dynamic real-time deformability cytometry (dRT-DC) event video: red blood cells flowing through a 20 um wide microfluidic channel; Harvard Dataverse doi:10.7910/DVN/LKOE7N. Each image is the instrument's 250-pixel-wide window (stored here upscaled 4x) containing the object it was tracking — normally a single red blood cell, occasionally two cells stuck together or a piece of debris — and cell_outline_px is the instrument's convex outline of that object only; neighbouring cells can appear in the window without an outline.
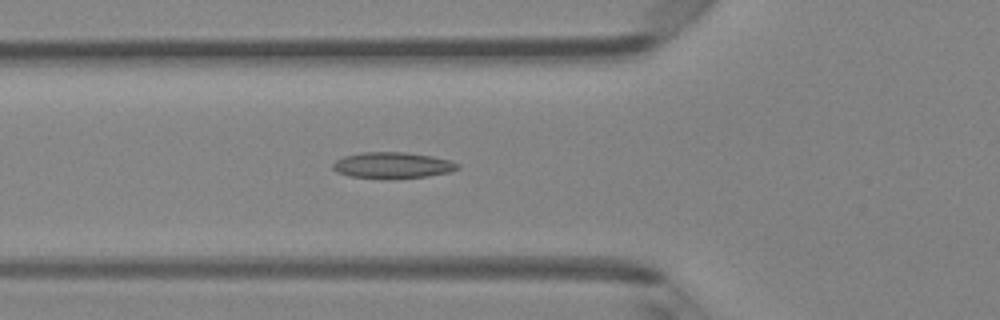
{"species": "Egyptian fruit bat (a non-hibernating species)", "species_latin": "Rousettus aegyptiacus", "temperature_condition": "room temperature", "stored_images_in_passage": 48, "camera_frame_rate_fps": 3000, "um_per_image_px": 0.085, "animal": {"sex": "female"}, "frame": {"image": 1, "passage_image": 17, "time_ms": 5.333, "image_size_px": [1000, 320], "cell_outline_px": [[460, 168], [448, 172], [428, 176], [388, 180], [380, 180], [348, 176], [336, 172], [332, 168], [332, 164], [336, 160], [344, 156], [360, 152], [404, 152], [432, 156], [448, 160], [460, 164]], "centroid_in_image_um": [33.31, 14.07], "position_along_channel_um": 92.5, "area_um2": 19.48}}
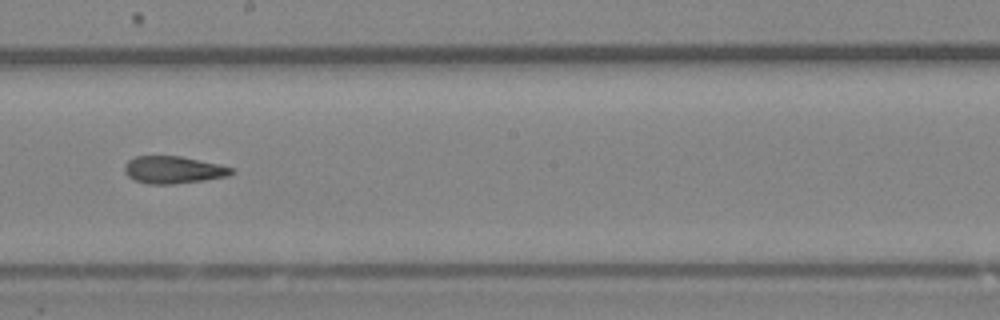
{"frame": {"image": 2, "passage_image": 27, "time_ms": 8.667, "image_size_px": [1000, 320], "cell_outline_px": [[236, 172], [228, 176], [204, 180], [176, 184], [148, 184], [132, 180], [124, 172], [124, 164], [128, 160], [136, 156], [180, 156], [220, 164], [232, 168]], "centroid_in_image_um": [14.71, 14.44], "position_along_channel_um": 233.5, "area_um2": 17.22}}
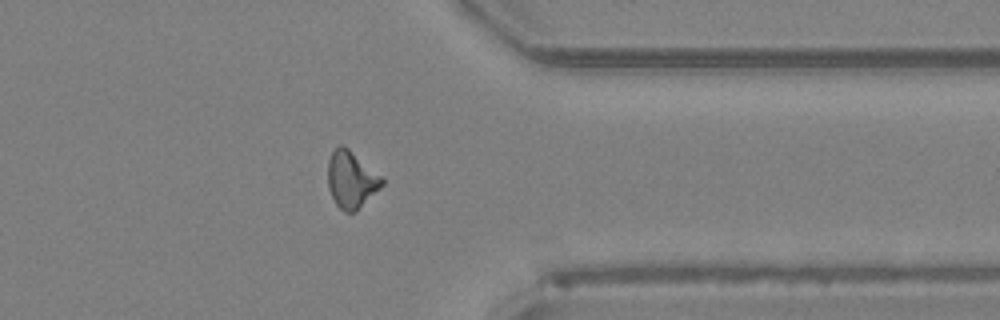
{"frame": {"image": 3, "passage_image": 38, "time_ms": 12.333, "image_size_px": [1000, 320], "cell_outline_px": [[384, 184], [356, 212], [344, 212], [336, 204], [328, 188], [328, 160], [332, 152], [340, 144], [348, 148], [380, 176], [384, 180]], "centroid_in_image_um": [29.84, 15.29], "position_along_channel_um": 381.6, "area_um2": 17.69}, "authors_computed_cell_mechanics": {"area_um2": 17.6579, "velocity_mm_per_s": 4.2394, "shape_relaxation_time_tau1_ms": null, "shape_relaxation_time_tau2_ms": 10.0245, "deformation_change_tau1": null, "deformation_change_tau2": 0.2194}}